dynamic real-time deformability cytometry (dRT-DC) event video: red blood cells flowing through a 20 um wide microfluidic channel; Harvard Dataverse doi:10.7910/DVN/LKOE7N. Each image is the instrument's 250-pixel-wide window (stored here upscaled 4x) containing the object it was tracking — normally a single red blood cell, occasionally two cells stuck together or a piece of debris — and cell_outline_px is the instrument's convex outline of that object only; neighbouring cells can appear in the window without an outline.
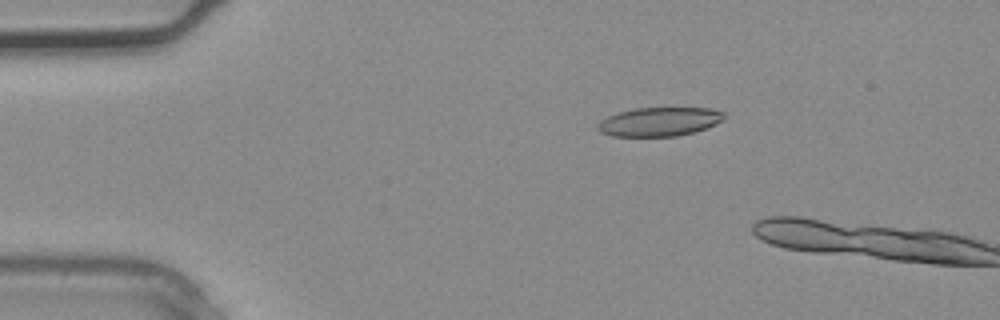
{"species": "common noctule bat (a hibernating species)", "species_latin": "Nyctalus noctula", "temperature_condition": "warm", "stored_images_in_passage": 2, "camera_frame_rate_fps": 3000, "um_per_image_px": 0.085, "animal": {"sex": "male", "body_mass_g": 20.4}, "frame": {"image": 1, "passage_image": 1, "time_ms": 0.0, "image_size_px": [1000, 320], "cell_outline_px": [[724, 120], [716, 124], [692, 132], [676, 136], [612, 136], [600, 132], [596, 128], [596, 124], [600, 120], [608, 116], [620, 112], [636, 108], [708, 108], [724, 112]], "centroid_in_image_um": [56.01, 10.34], "position_along_channel_um": 29.0, "area_um2": 21.15}}